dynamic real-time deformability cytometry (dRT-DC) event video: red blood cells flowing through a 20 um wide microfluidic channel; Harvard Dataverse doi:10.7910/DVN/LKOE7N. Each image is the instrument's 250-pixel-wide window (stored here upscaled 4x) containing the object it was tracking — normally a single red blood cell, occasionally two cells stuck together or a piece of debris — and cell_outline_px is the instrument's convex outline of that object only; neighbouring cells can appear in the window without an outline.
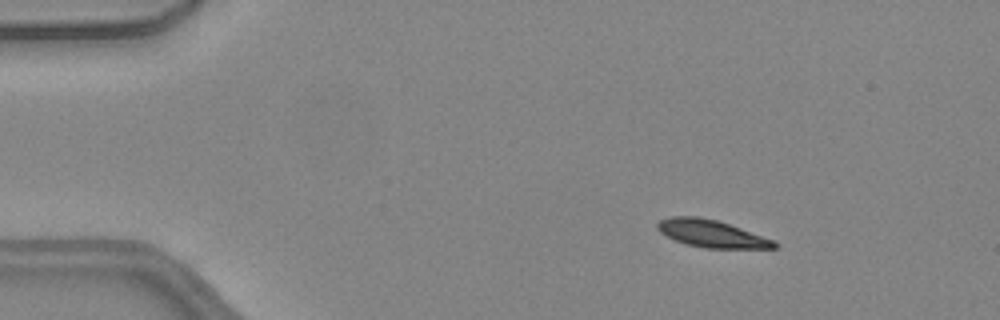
{"species": "common noctule bat (a hibernating species)", "species_latin": "Nyctalus noctula", "temperature_condition": "warm", "stored_images_in_passage": 52, "camera_frame_rate_fps": 3000, "um_per_image_px": 0.085, "animal": {"sex": "female", "body_mass_g": 24.6, "forearm_length_mm": 56.2}, "frame": {"image": 1, "passage_image": 8, "time_ms": 2.333, "image_size_px": [1000, 320], "cell_outline_px": [[780, 244], [776, 248], [704, 248], [688, 244], [676, 240], [660, 232], [656, 228], [656, 224], [660, 220], [668, 216], [696, 216], [716, 220], [776, 240]], "centroid_in_image_um": [60.5, 19.86], "position_along_channel_um": 24.5, "area_um2": 18.55}}
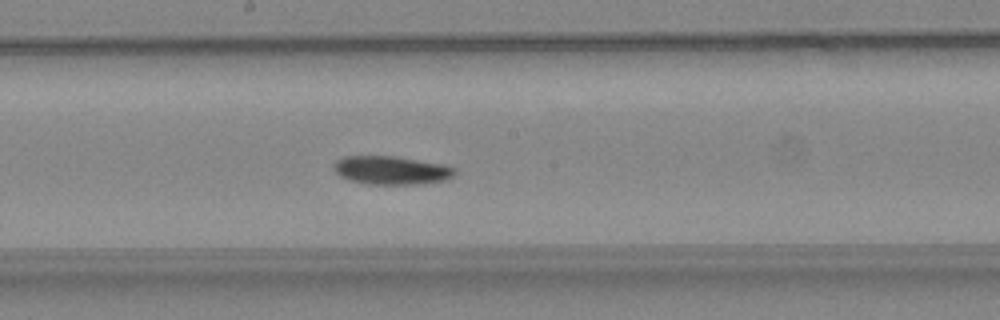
{"frame": {"image": 2, "passage_image": 28, "time_ms": 9.0, "image_size_px": [1000, 320], "cell_outline_px": [[456, 172], [452, 176], [444, 180], [416, 184], [368, 184], [348, 180], [340, 176], [332, 168], [332, 164], [336, 160], [344, 156], [392, 156], [444, 164], [456, 168]], "centroid_in_image_um": [33.22, 14.47], "position_along_channel_um": 215.0, "area_um2": 20.06}}
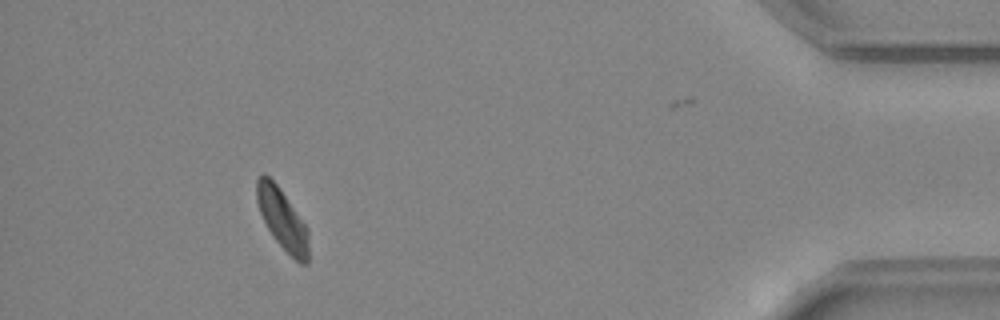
{"frame": {"image": 3, "passage_image": 47, "time_ms": 15.333, "image_size_px": [1000, 320], "cell_outline_px": [[308, 264], [300, 264], [272, 236], [260, 212], [256, 200], [256, 180], [264, 172], [276, 184], [308, 228]], "centroid_in_image_um": [23.99, 18.63], "position_along_channel_um": 411.2, "area_um2": 17.98}, "authors_computed_cell_mechanics": {"area_um2": 19.2185, "velocity_mm_per_s": 4.0553, "shape_relaxation_time_tau1_ms": 3.3953, "shape_relaxation_time_tau2_ms": null, "deformation_change_tau1": 0.1169, "deformation_change_tau2": null}}